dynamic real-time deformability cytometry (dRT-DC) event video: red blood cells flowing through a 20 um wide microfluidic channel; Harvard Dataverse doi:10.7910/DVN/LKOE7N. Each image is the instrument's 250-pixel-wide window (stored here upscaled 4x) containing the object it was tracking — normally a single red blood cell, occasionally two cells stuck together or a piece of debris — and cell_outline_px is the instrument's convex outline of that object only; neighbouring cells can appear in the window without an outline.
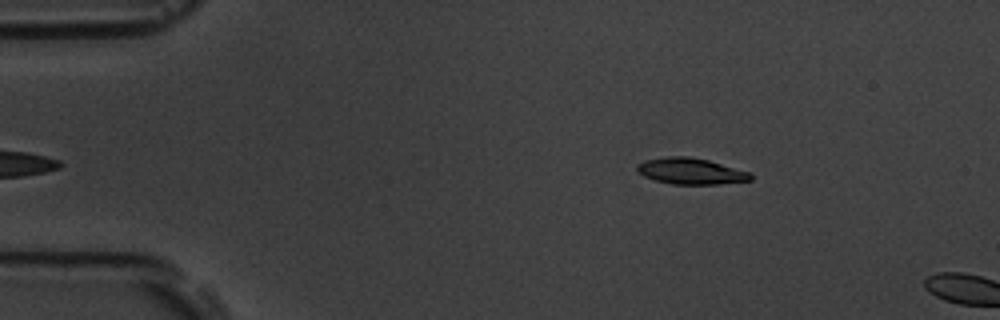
{"species": "common noctule bat (a hibernating species)", "species_latin": "Nyctalus noctula", "temperature_condition": "room temperature", "stored_images_in_passage": 5, "camera_frame_rate_fps": 3000, "um_per_image_px": 0.085, "animal": {"sex": "male", "body_mass_g": 19.5, "forearm_length_mm": 54.6}, "frame": {"image": 1, "passage_image": 2, "time_ms": 0.333, "image_size_px": [1000, 320], "cell_outline_px": [[752, 180], [716, 184], [672, 184], [656, 180], [644, 176], [636, 172], [636, 164], [644, 160], [668, 156], [688, 156], [708, 160], [752, 172]], "centroid_in_image_um": [58.7, 14.54], "position_along_channel_um": 26.3, "area_um2": 17.46}}